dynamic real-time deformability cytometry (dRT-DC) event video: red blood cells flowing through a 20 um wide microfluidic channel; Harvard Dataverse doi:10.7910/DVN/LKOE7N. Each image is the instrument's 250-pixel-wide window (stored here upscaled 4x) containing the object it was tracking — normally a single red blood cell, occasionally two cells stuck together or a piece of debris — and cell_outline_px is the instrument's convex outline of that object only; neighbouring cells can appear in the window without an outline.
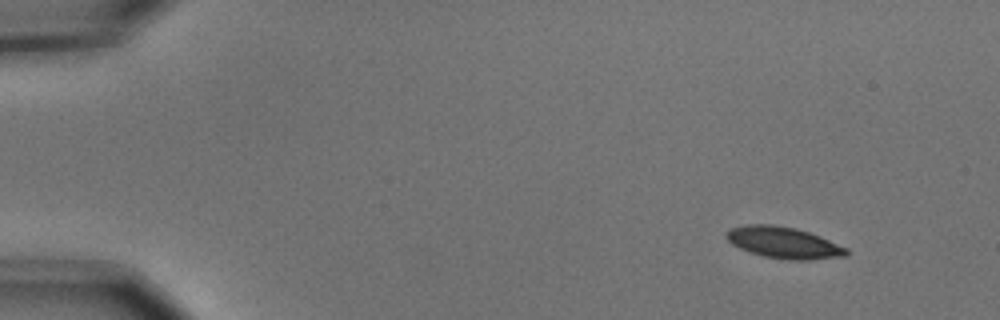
{"species": "common noctule bat (a hibernating species)", "species_latin": "Nyctalus noctula", "temperature_condition": "cold", "stored_images_in_passage": 4, "camera_frame_rate_fps": 3000, "um_per_image_px": 0.085, "animal": {"sex": "male", "body_mass_g": 15.6}, "frame": {"image": 1, "passage_image": 1, "time_ms": 0.0, "image_size_px": [1000, 320], "cell_outline_px": [[848, 256], [808, 260], [788, 260], [764, 256], [740, 248], [732, 244], [724, 236], [724, 232], [728, 228], [748, 224], [772, 224], [796, 228], [820, 236], [848, 248]], "centroid_in_image_um": [66.6, 20.61], "position_along_channel_um": 18.4, "area_um2": 22.14}}
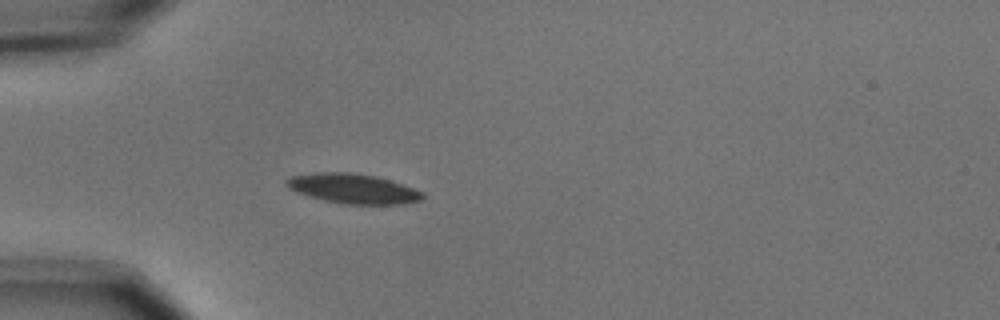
{"frame": {"image": 2, "passage_image": 4, "time_ms": 1.0, "image_size_px": [1000, 320], "cell_outline_px": [[424, 196], [420, 200], [404, 204], [344, 204], [324, 200], [308, 196], [296, 192], [288, 188], [284, 184], [284, 180], [292, 176], [316, 172], [348, 172], [376, 176], [424, 192]], "centroid_in_image_um": [29.95, 16.03], "position_along_channel_um": 55.0, "area_um2": 23.52}}